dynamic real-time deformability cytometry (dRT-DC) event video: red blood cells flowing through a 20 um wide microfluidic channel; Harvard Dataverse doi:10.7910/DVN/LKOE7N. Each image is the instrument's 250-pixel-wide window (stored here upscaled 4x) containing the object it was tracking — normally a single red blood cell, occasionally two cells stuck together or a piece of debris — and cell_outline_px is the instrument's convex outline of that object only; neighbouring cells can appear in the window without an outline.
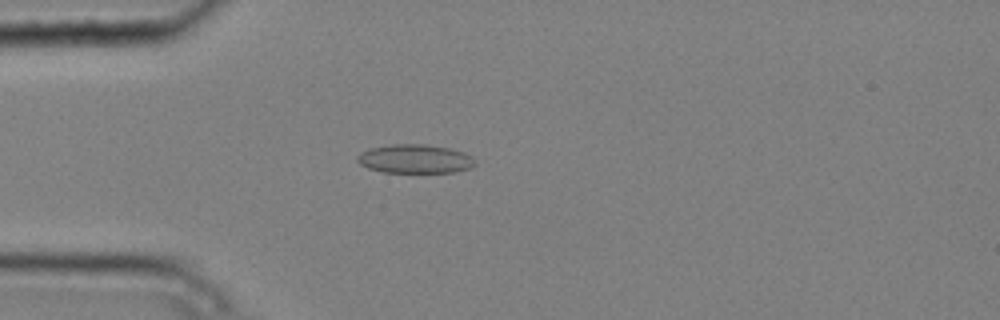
{"species": "common noctule bat (a hibernating species)", "species_latin": "Nyctalus noctula", "temperature_condition": "cold", "stored_images_in_passage": 1, "camera_frame_rate_fps": 3000, "um_per_image_px": 0.085, "animal": {"sex": "male", "body_mass_g": 20.4}, "frame": {"image": 1, "passage_image": 1, "time_ms": 0.0, "image_size_px": [1000, 320], "cell_outline_px": [[476, 164], [472, 168], [456, 172], [384, 172], [368, 168], [360, 164], [356, 160], [356, 156], [360, 152], [368, 148], [392, 144], [424, 144], [448, 148], [464, 152], [472, 156], [476, 160]], "centroid_in_image_um": [35.28, 13.5], "position_along_channel_um": 49.7, "area_um2": 20.0}}